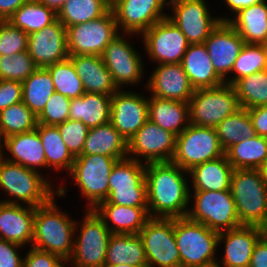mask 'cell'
<instances>
[{"label": "cell", "instance_id": "1", "mask_svg": "<svg viewBox=\"0 0 267 267\" xmlns=\"http://www.w3.org/2000/svg\"><path fill=\"white\" fill-rule=\"evenodd\" d=\"M184 175L189 177V172L172 162L146 164L148 213L151 218L187 216L191 203L190 186Z\"/></svg>", "mask_w": 267, "mask_h": 267}, {"label": "cell", "instance_id": "2", "mask_svg": "<svg viewBox=\"0 0 267 267\" xmlns=\"http://www.w3.org/2000/svg\"><path fill=\"white\" fill-rule=\"evenodd\" d=\"M0 156V189L5 190L12 198L1 202L39 207L47 204L54 196L60 198L66 195L65 186L54 189L48 178L42 173L21 164L9 162ZM54 189V190H53ZM56 194V195H55Z\"/></svg>", "mask_w": 267, "mask_h": 267}, {"label": "cell", "instance_id": "3", "mask_svg": "<svg viewBox=\"0 0 267 267\" xmlns=\"http://www.w3.org/2000/svg\"><path fill=\"white\" fill-rule=\"evenodd\" d=\"M55 197L35 208L32 247L55 254L67 263L74 248L76 220L57 207Z\"/></svg>", "mask_w": 267, "mask_h": 267}, {"label": "cell", "instance_id": "4", "mask_svg": "<svg viewBox=\"0 0 267 267\" xmlns=\"http://www.w3.org/2000/svg\"><path fill=\"white\" fill-rule=\"evenodd\" d=\"M230 191L241 225L258 226L267 218V185L258 169H234Z\"/></svg>", "mask_w": 267, "mask_h": 267}, {"label": "cell", "instance_id": "5", "mask_svg": "<svg viewBox=\"0 0 267 267\" xmlns=\"http://www.w3.org/2000/svg\"><path fill=\"white\" fill-rule=\"evenodd\" d=\"M219 232L186 217L174 218V237L181 267H200L216 261Z\"/></svg>", "mask_w": 267, "mask_h": 267}, {"label": "cell", "instance_id": "6", "mask_svg": "<svg viewBox=\"0 0 267 267\" xmlns=\"http://www.w3.org/2000/svg\"><path fill=\"white\" fill-rule=\"evenodd\" d=\"M85 212L82 223L76 221L75 233L80 231L75 234L73 252L67 263L69 266L71 263V267H105L112 233L93 209H86Z\"/></svg>", "mask_w": 267, "mask_h": 267}, {"label": "cell", "instance_id": "7", "mask_svg": "<svg viewBox=\"0 0 267 267\" xmlns=\"http://www.w3.org/2000/svg\"><path fill=\"white\" fill-rule=\"evenodd\" d=\"M145 166L128 157L118 160L109 176V196L99 204L148 207Z\"/></svg>", "mask_w": 267, "mask_h": 267}, {"label": "cell", "instance_id": "8", "mask_svg": "<svg viewBox=\"0 0 267 267\" xmlns=\"http://www.w3.org/2000/svg\"><path fill=\"white\" fill-rule=\"evenodd\" d=\"M241 106L231 84L196 89L189 100L190 124L215 128Z\"/></svg>", "mask_w": 267, "mask_h": 267}, {"label": "cell", "instance_id": "9", "mask_svg": "<svg viewBox=\"0 0 267 267\" xmlns=\"http://www.w3.org/2000/svg\"><path fill=\"white\" fill-rule=\"evenodd\" d=\"M119 159L105 155H79L75 157L69 175L86 197L88 208L94 209L109 196V176Z\"/></svg>", "mask_w": 267, "mask_h": 267}, {"label": "cell", "instance_id": "10", "mask_svg": "<svg viewBox=\"0 0 267 267\" xmlns=\"http://www.w3.org/2000/svg\"><path fill=\"white\" fill-rule=\"evenodd\" d=\"M192 195V197H191ZM194 199L187 217L216 232L241 226L230 190L190 192Z\"/></svg>", "mask_w": 267, "mask_h": 267}, {"label": "cell", "instance_id": "11", "mask_svg": "<svg viewBox=\"0 0 267 267\" xmlns=\"http://www.w3.org/2000/svg\"><path fill=\"white\" fill-rule=\"evenodd\" d=\"M224 155L215 128L189 124L176 136L175 153L171 162L189 171L196 165Z\"/></svg>", "mask_w": 267, "mask_h": 267}, {"label": "cell", "instance_id": "12", "mask_svg": "<svg viewBox=\"0 0 267 267\" xmlns=\"http://www.w3.org/2000/svg\"><path fill=\"white\" fill-rule=\"evenodd\" d=\"M66 31L69 55L101 56L105 47L120 34L111 9L96 20L69 26Z\"/></svg>", "mask_w": 267, "mask_h": 267}, {"label": "cell", "instance_id": "13", "mask_svg": "<svg viewBox=\"0 0 267 267\" xmlns=\"http://www.w3.org/2000/svg\"><path fill=\"white\" fill-rule=\"evenodd\" d=\"M147 267H181L174 218H150L140 230Z\"/></svg>", "mask_w": 267, "mask_h": 267}, {"label": "cell", "instance_id": "14", "mask_svg": "<svg viewBox=\"0 0 267 267\" xmlns=\"http://www.w3.org/2000/svg\"><path fill=\"white\" fill-rule=\"evenodd\" d=\"M175 145L176 135L148 119L128 141L127 157L145 164L171 162Z\"/></svg>", "mask_w": 267, "mask_h": 267}, {"label": "cell", "instance_id": "15", "mask_svg": "<svg viewBox=\"0 0 267 267\" xmlns=\"http://www.w3.org/2000/svg\"><path fill=\"white\" fill-rule=\"evenodd\" d=\"M146 54L158 64L181 63L190 43L181 30L169 19L153 24L141 35Z\"/></svg>", "mask_w": 267, "mask_h": 267}, {"label": "cell", "instance_id": "16", "mask_svg": "<svg viewBox=\"0 0 267 267\" xmlns=\"http://www.w3.org/2000/svg\"><path fill=\"white\" fill-rule=\"evenodd\" d=\"M173 15L169 18L185 35L190 44L204 43L221 22L210 14L205 0H168Z\"/></svg>", "mask_w": 267, "mask_h": 267}, {"label": "cell", "instance_id": "17", "mask_svg": "<svg viewBox=\"0 0 267 267\" xmlns=\"http://www.w3.org/2000/svg\"><path fill=\"white\" fill-rule=\"evenodd\" d=\"M133 33L118 34L106 47L101 55L105 67L111 72L113 80L119 89L123 85H136L141 82L144 73L143 59L137 50L132 46L126 36Z\"/></svg>", "mask_w": 267, "mask_h": 267}, {"label": "cell", "instance_id": "18", "mask_svg": "<svg viewBox=\"0 0 267 267\" xmlns=\"http://www.w3.org/2000/svg\"><path fill=\"white\" fill-rule=\"evenodd\" d=\"M167 0H120L112 8L118 30L141 35L153 24L167 18ZM122 29V30H121Z\"/></svg>", "mask_w": 267, "mask_h": 267}, {"label": "cell", "instance_id": "19", "mask_svg": "<svg viewBox=\"0 0 267 267\" xmlns=\"http://www.w3.org/2000/svg\"><path fill=\"white\" fill-rule=\"evenodd\" d=\"M148 97L119 89L111 97L110 123L128 142L149 119Z\"/></svg>", "mask_w": 267, "mask_h": 267}, {"label": "cell", "instance_id": "20", "mask_svg": "<svg viewBox=\"0 0 267 267\" xmlns=\"http://www.w3.org/2000/svg\"><path fill=\"white\" fill-rule=\"evenodd\" d=\"M28 53L37 67H47L69 58L67 31L57 19L28 36Z\"/></svg>", "mask_w": 267, "mask_h": 267}, {"label": "cell", "instance_id": "21", "mask_svg": "<svg viewBox=\"0 0 267 267\" xmlns=\"http://www.w3.org/2000/svg\"><path fill=\"white\" fill-rule=\"evenodd\" d=\"M204 44L217 74L225 80L245 44L244 39L227 22L221 21Z\"/></svg>", "mask_w": 267, "mask_h": 267}, {"label": "cell", "instance_id": "22", "mask_svg": "<svg viewBox=\"0 0 267 267\" xmlns=\"http://www.w3.org/2000/svg\"><path fill=\"white\" fill-rule=\"evenodd\" d=\"M157 66L145 85L150 95L189 103L195 89L181 63L158 64Z\"/></svg>", "mask_w": 267, "mask_h": 267}, {"label": "cell", "instance_id": "23", "mask_svg": "<svg viewBox=\"0 0 267 267\" xmlns=\"http://www.w3.org/2000/svg\"><path fill=\"white\" fill-rule=\"evenodd\" d=\"M35 208L0 201V239L32 245Z\"/></svg>", "mask_w": 267, "mask_h": 267}, {"label": "cell", "instance_id": "24", "mask_svg": "<svg viewBox=\"0 0 267 267\" xmlns=\"http://www.w3.org/2000/svg\"><path fill=\"white\" fill-rule=\"evenodd\" d=\"M259 240L257 226L241 225L219 232L218 246L224 242V256L219 261L225 267H249L255 244Z\"/></svg>", "mask_w": 267, "mask_h": 267}, {"label": "cell", "instance_id": "25", "mask_svg": "<svg viewBox=\"0 0 267 267\" xmlns=\"http://www.w3.org/2000/svg\"><path fill=\"white\" fill-rule=\"evenodd\" d=\"M4 150L10 154L4 158L9 162L36 171L43 167L46 169L45 151L37 129L6 137L1 141V154L5 153Z\"/></svg>", "mask_w": 267, "mask_h": 267}, {"label": "cell", "instance_id": "26", "mask_svg": "<svg viewBox=\"0 0 267 267\" xmlns=\"http://www.w3.org/2000/svg\"><path fill=\"white\" fill-rule=\"evenodd\" d=\"M69 59L82 80L85 92L112 96L119 90L101 56L69 55Z\"/></svg>", "mask_w": 267, "mask_h": 267}, {"label": "cell", "instance_id": "27", "mask_svg": "<svg viewBox=\"0 0 267 267\" xmlns=\"http://www.w3.org/2000/svg\"><path fill=\"white\" fill-rule=\"evenodd\" d=\"M93 210L112 234H139L151 218L148 207L98 204Z\"/></svg>", "mask_w": 267, "mask_h": 267}, {"label": "cell", "instance_id": "28", "mask_svg": "<svg viewBox=\"0 0 267 267\" xmlns=\"http://www.w3.org/2000/svg\"><path fill=\"white\" fill-rule=\"evenodd\" d=\"M181 65L195 90L213 88L225 83L215 71L204 43L190 44Z\"/></svg>", "mask_w": 267, "mask_h": 267}, {"label": "cell", "instance_id": "29", "mask_svg": "<svg viewBox=\"0 0 267 267\" xmlns=\"http://www.w3.org/2000/svg\"><path fill=\"white\" fill-rule=\"evenodd\" d=\"M234 17L219 18L227 21L248 44H263L267 41V2L260 3L239 10Z\"/></svg>", "mask_w": 267, "mask_h": 267}, {"label": "cell", "instance_id": "30", "mask_svg": "<svg viewBox=\"0 0 267 267\" xmlns=\"http://www.w3.org/2000/svg\"><path fill=\"white\" fill-rule=\"evenodd\" d=\"M149 120L178 136L190 124L189 103L148 97Z\"/></svg>", "mask_w": 267, "mask_h": 267}, {"label": "cell", "instance_id": "31", "mask_svg": "<svg viewBox=\"0 0 267 267\" xmlns=\"http://www.w3.org/2000/svg\"><path fill=\"white\" fill-rule=\"evenodd\" d=\"M233 167L226 155L194 166L189 170L194 191H225L230 190Z\"/></svg>", "mask_w": 267, "mask_h": 267}, {"label": "cell", "instance_id": "32", "mask_svg": "<svg viewBox=\"0 0 267 267\" xmlns=\"http://www.w3.org/2000/svg\"><path fill=\"white\" fill-rule=\"evenodd\" d=\"M111 97L85 92L70 102L69 119L82 121L89 129L110 122Z\"/></svg>", "mask_w": 267, "mask_h": 267}, {"label": "cell", "instance_id": "33", "mask_svg": "<svg viewBox=\"0 0 267 267\" xmlns=\"http://www.w3.org/2000/svg\"><path fill=\"white\" fill-rule=\"evenodd\" d=\"M125 138L109 122L90 128L81 155H105L117 159L127 157Z\"/></svg>", "mask_w": 267, "mask_h": 267}, {"label": "cell", "instance_id": "34", "mask_svg": "<svg viewBox=\"0 0 267 267\" xmlns=\"http://www.w3.org/2000/svg\"><path fill=\"white\" fill-rule=\"evenodd\" d=\"M117 264L147 266L144 245L139 234H111L105 265Z\"/></svg>", "mask_w": 267, "mask_h": 267}, {"label": "cell", "instance_id": "35", "mask_svg": "<svg viewBox=\"0 0 267 267\" xmlns=\"http://www.w3.org/2000/svg\"><path fill=\"white\" fill-rule=\"evenodd\" d=\"M225 155L233 169H260L267 161V138L255 135L230 146Z\"/></svg>", "mask_w": 267, "mask_h": 267}, {"label": "cell", "instance_id": "36", "mask_svg": "<svg viewBox=\"0 0 267 267\" xmlns=\"http://www.w3.org/2000/svg\"><path fill=\"white\" fill-rule=\"evenodd\" d=\"M45 151L46 168L70 173L75 157L68 150L57 126L37 124L36 127Z\"/></svg>", "mask_w": 267, "mask_h": 267}, {"label": "cell", "instance_id": "37", "mask_svg": "<svg viewBox=\"0 0 267 267\" xmlns=\"http://www.w3.org/2000/svg\"><path fill=\"white\" fill-rule=\"evenodd\" d=\"M55 93L51 74L45 67H38L22 82V102L38 116L50 96Z\"/></svg>", "mask_w": 267, "mask_h": 267}, {"label": "cell", "instance_id": "38", "mask_svg": "<svg viewBox=\"0 0 267 267\" xmlns=\"http://www.w3.org/2000/svg\"><path fill=\"white\" fill-rule=\"evenodd\" d=\"M57 12L37 0H28L7 20L28 35L54 23Z\"/></svg>", "mask_w": 267, "mask_h": 267}, {"label": "cell", "instance_id": "39", "mask_svg": "<svg viewBox=\"0 0 267 267\" xmlns=\"http://www.w3.org/2000/svg\"><path fill=\"white\" fill-rule=\"evenodd\" d=\"M109 10L103 0H67L57 11V19L67 28L96 20Z\"/></svg>", "mask_w": 267, "mask_h": 267}, {"label": "cell", "instance_id": "40", "mask_svg": "<svg viewBox=\"0 0 267 267\" xmlns=\"http://www.w3.org/2000/svg\"><path fill=\"white\" fill-rule=\"evenodd\" d=\"M215 129L224 151L233 144L256 135L250 115L244 108L227 116Z\"/></svg>", "mask_w": 267, "mask_h": 267}, {"label": "cell", "instance_id": "41", "mask_svg": "<svg viewBox=\"0 0 267 267\" xmlns=\"http://www.w3.org/2000/svg\"><path fill=\"white\" fill-rule=\"evenodd\" d=\"M241 108L267 105V69L236 80L232 84Z\"/></svg>", "mask_w": 267, "mask_h": 267}, {"label": "cell", "instance_id": "42", "mask_svg": "<svg viewBox=\"0 0 267 267\" xmlns=\"http://www.w3.org/2000/svg\"><path fill=\"white\" fill-rule=\"evenodd\" d=\"M37 116L21 101L0 111V141L14 134L32 131Z\"/></svg>", "mask_w": 267, "mask_h": 267}, {"label": "cell", "instance_id": "43", "mask_svg": "<svg viewBox=\"0 0 267 267\" xmlns=\"http://www.w3.org/2000/svg\"><path fill=\"white\" fill-rule=\"evenodd\" d=\"M46 68L51 74L56 93L70 99L79 98L85 93L82 80L77 75L75 67L69 58Z\"/></svg>", "mask_w": 267, "mask_h": 267}, {"label": "cell", "instance_id": "44", "mask_svg": "<svg viewBox=\"0 0 267 267\" xmlns=\"http://www.w3.org/2000/svg\"><path fill=\"white\" fill-rule=\"evenodd\" d=\"M265 69H267V58L263 46L261 44L245 43L231 71L235 77H227L224 81L232 85L238 79Z\"/></svg>", "mask_w": 267, "mask_h": 267}, {"label": "cell", "instance_id": "45", "mask_svg": "<svg viewBox=\"0 0 267 267\" xmlns=\"http://www.w3.org/2000/svg\"><path fill=\"white\" fill-rule=\"evenodd\" d=\"M38 67L28 51L0 56V79L25 81Z\"/></svg>", "mask_w": 267, "mask_h": 267}, {"label": "cell", "instance_id": "46", "mask_svg": "<svg viewBox=\"0 0 267 267\" xmlns=\"http://www.w3.org/2000/svg\"><path fill=\"white\" fill-rule=\"evenodd\" d=\"M71 99L59 94L53 93L47 101L42 112L37 116L38 124L57 126L69 119Z\"/></svg>", "mask_w": 267, "mask_h": 267}, {"label": "cell", "instance_id": "47", "mask_svg": "<svg viewBox=\"0 0 267 267\" xmlns=\"http://www.w3.org/2000/svg\"><path fill=\"white\" fill-rule=\"evenodd\" d=\"M28 34L9 21H0V56L28 50Z\"/></svg>", "mask_w": 267, "mask_h": 267}, {"label": "cell", "instance_id": "48", "mask_svg": "<svg viewBox=\"0 0 267 267\" xmlns=\"http://www.w3.org/2000/svg\"><path fill=\"white\" fill-rule=\"evenodd\" d=\"M60 136L74 157L82 154L89 128L82 122L68 119L57 125Z\"/></svg>", "mask_w": 267, "mask_h": 267}, {"label": "cell", "instance_id": "49", "mask_svg": "<svg viewBox=\"0 0 267 267\" xmlns=\"http://www.w3.org/2000/svg\"><path fill=\"white\" fill-rule=\"evenodd\" d=\"M23 259L22 267H65L67 263L59 256L32 246Z\"/></svg>", "mask_w": 267, "mask_h": 267}, {"label": "cell", "instance_id": "50", "mask_svg": "<svg viewBox=\"0 0 267 267\" xmlns=\"http://www.w3.org/2000/svg\"><path fill=\"white\" fill-rule=\"evenodd\" d=\"M22 101V82L0 79V111Z\"/></svg>", "mask_w": 267, "mask_h": 267}, {"label": "cell", "instance_id": "51", "mask_svg": "<svg viewBox=\"0 0 267 267\" xmlns=\"http://www.w3.org/2000/svg\"><path fill=\"white\" fill-rule=\"evenodd\" d=\"M21 247L23 246L0 239V267H22L23 258L18 253Z\"/></svg>", "mask_w": 267, "mask_h": 267}, {"label": "cell", "instance_id": "52", "mask_svg": "<svg viewBox=\"0 0 267 267\" xmlns=\"http://www.w3.org/2000/svg\"><path fill=\"white\" fill-rule=\"evenodd\" d=\"M256 135L267 138V105L247 109Z\"/></svg>", "mask_w": 267, "mask_h": 267}, {"label": "cell", "instance_id": "53", "mask_svg": "<svg viewBox=\"0 0 267 267\" xmlns=\"http://www.w3.org/2000/svg\"><path fill=\"white\" fill-rule=\"evenodd\" d=\"M249 267H267V244L260 239L254 246Z\"/></svg>", "mask_w": 267, "mask_h": 267}, {"label": "cell", "instance_id": "54", "mask_svg": "<svg viewBox=\"0 0 267 267\" xmlns=\"http://www.w3.org/2000/svg\"><path fill=\"white\" fill-rule=\"evenodd\" d=\"M28 0H0V21L8 20Z\"/></svg>", "mask_w": 267, "mask_h": 267}, {"label": "cell", "instance_id": "55", "mask_svg": "<svg viewBox=\"0 0 267 267\" xmlns=\"http://www.w3.org/2000/svg\"><path fill=\"white\" fill-rule=\"evenodd\" d=\"M230 11L236 14L239 10L260 3L262 0H224Z\"/></svg>", "mask_w": 267, "mask_h": 267}, {"label": "cell", "instance_id": "56", "mask_svg": "<svg viewBox=\"0 0 267 267\" xmlns=\"http://www.w3.org/2000/svg\"><path fill=\"white\" fill-rule=\"evenodd\" d=\"M56 12L62 7L67 0H37Z\"/></svg>", "mask_w": 267, "mask_h": 267}, {"label": "cell", "instance_id": "57", "mask_svg": "<svg viewBox=\"0 0 267 267\" xmlns=\"http://www.w3.org/2000/svg\"><path fill=\"white\" fill-rule=\"evenodd\" d=\"M258 231H259V239L267 244V221H263L260 223L258 226Z\"/></svg>", "mask_w": 267, "mask_h": 267}, {"label": "cell", "instance_id": "58", "mask_svg": "<svg viewBox=\"0 0 267 267\" xmlns=\"http://www.w3.org/2000/svg\"><path fill=\"white\" fill-rule=\"evenodd\" d=\"M260 172L262 174L263 181L267 185V161L260 167Z\"/></svg>", "mask_w": 267, "mask_h": 267}, {"label": "cell", "instance_id": "59", "mask_svg": "<svg viewBox=\"0 0 267 267\" xmlns=\"http://www.w3.org/2000/svg\"><path fill=\"white\" fill-rule=\"evenodd\" d=\"M200 267H225V266H223L218 260H216V261L207 263V264L200 266Z\"/></svg>", "mask_w": 267, "mask_h": 267}, {"label": "cell", "instance_id": "60", "mask_svg": "<svg viewBox=\"0 0 267 267\" xmlns=\"http://www.w3.org/2000/svg\"><path fill=\"white\" fill-rule=\"evenodd\" d=\"M105 267H147V266H133L130 264L105 265Z\"/></svg>", "mask_w": 267, "mask_h": 267}, {"label": "cell", "instance_id": "61", "mask_svg": "<svg viewBox=\"0 0 267 267\" xmlns=\"http://www.w3.org/2000/svg\"><path fill=\"white\" fill-rule=\"evenodd\" d=\"M110 8H112L120 0H103Z\"/></svg>", "mask_w": 267, "mask_h": 267}, {"label": "cell", "instance_id": "62", "mask_svg": "<svg viewBox=\"0 0 267 267\" xmlns=\"http://www.w3.org/2000/svg\"><path fill=\"white\" fill-rule=\"evenodd\" d=\"M264 52H265V56L267 58V41L265 43L262 44Z\"/></svg>", "mask_w": 267, "mask_h": 267}]
</instances>
